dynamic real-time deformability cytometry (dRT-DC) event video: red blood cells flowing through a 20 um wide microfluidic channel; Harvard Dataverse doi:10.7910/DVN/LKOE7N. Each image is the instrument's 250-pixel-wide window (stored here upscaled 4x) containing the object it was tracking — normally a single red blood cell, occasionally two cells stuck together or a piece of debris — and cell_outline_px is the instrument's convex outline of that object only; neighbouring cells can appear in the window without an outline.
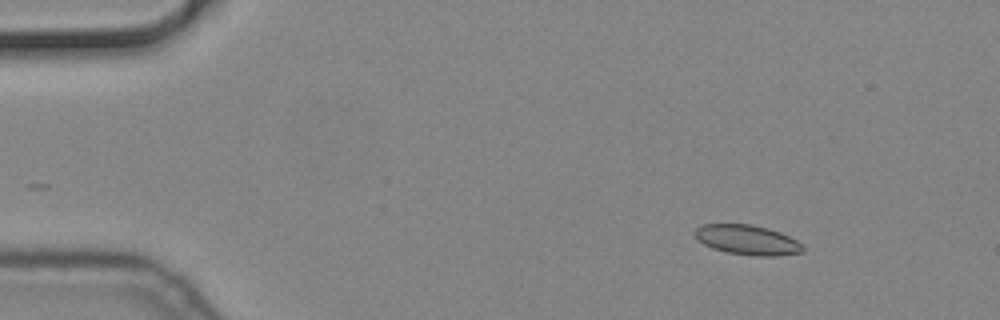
{"species": "common noctule bat (a hibernating species)", "species_latin": "Nyctalus noctula", "temperature_condition": "cold", "stored_images_in_passage": 57, "camera_frame_rate_fps": 3000, "um_per_image_px": 0.085, "animal": {"sex": "male", "body_mass_g": 19.2, "forearm_length_mm": 51.8}, "frame": {"image": 1, "passage_image": 8, "time_ms": 2.333, "image_size_px": [1000, 320], "cell_outline_px": [[804, 252], [776, 256], [756, 256], [728, 252], [712, 248], [704, 244], [696, 236], [696, 228], [700, 224], [752, 224], [768, 228], [780, 232], [804, 244]], "centroid_in_image_um": [63.57, 20.39], "position_along_channel_um": 21.4, "area_um2": 18.73}}
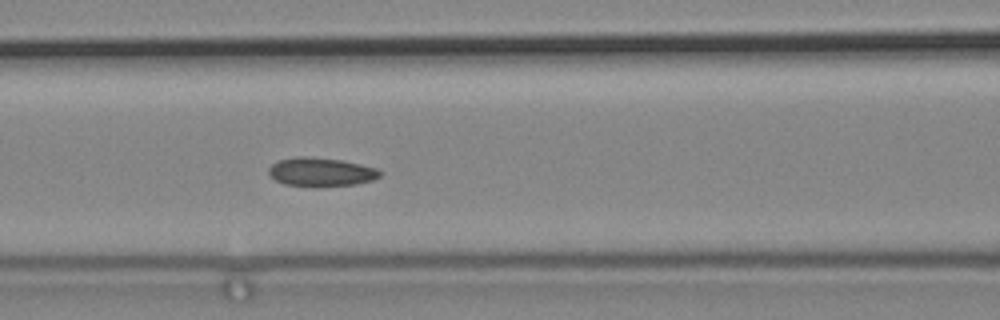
{"frame": {"image": 2, "passage_image": 25, "time_ms": 8.0, "image_size_px": [1000, 320], "cell_outline_px": [[380, 176], [372, 180], [356, 184], [312, 188], [284, 184], [276, 180], [268, 172], [268, 168], [272, 164], [280, 160], [296, 156], [308, 156], [340, 160], [360, 164], [376, 168], [380, 172]], "centroid_in_image_um": [27.25, 14.64], "position_along_channel_um": 139.3, "area_um2": 18.79}}
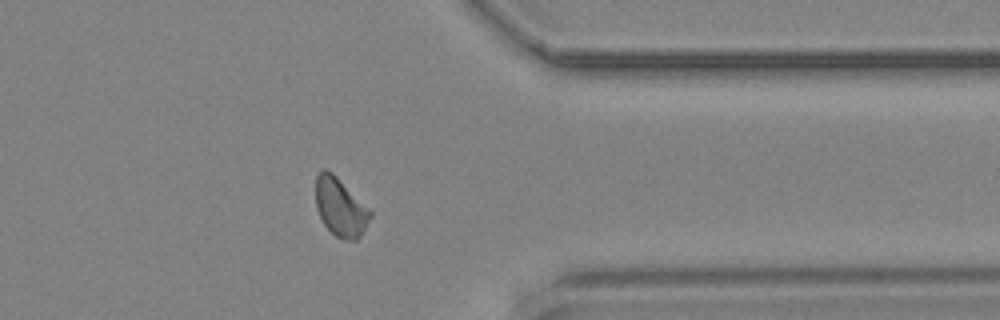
{"frame": {"image": 3, "passage_image": 46, "time_ms": 15.0, "image_size_px": [1000, 320], "cell_outline_px": [[372, 216], [360, 236], [356, 240], [344, 240], [336, 236], [324, 224], [316, 208], [316, 176], [324, 168], [332, 172], [372, 212]], "centroid_in_image_um": [28.92, 17.62], "position_along_channel_um": 382.5, "area_um2": 18.21}}